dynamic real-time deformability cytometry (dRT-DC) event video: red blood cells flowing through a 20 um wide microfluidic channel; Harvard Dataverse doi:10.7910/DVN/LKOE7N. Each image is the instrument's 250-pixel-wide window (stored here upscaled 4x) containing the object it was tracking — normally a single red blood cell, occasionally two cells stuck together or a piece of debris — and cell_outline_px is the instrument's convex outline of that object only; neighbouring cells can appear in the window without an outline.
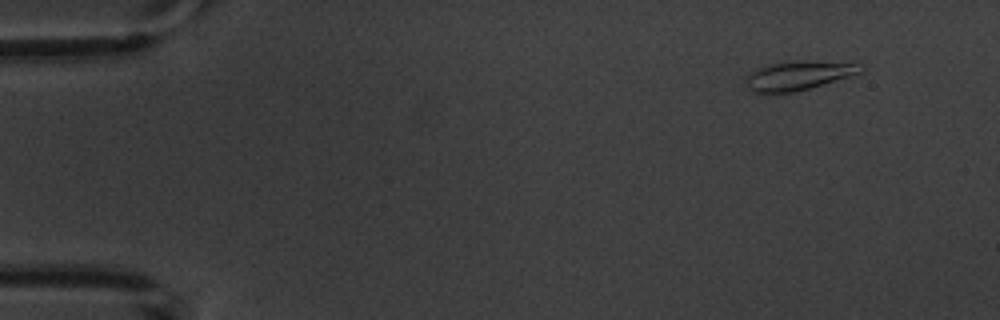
{"species": "common noctule bat (a hibernating species)", "species_latin": "Nyctalus noctula", "temperature_condition": "warm", "stored_images_in_passage": 5, "camera_frame_rate_fps": 3000, "um_per_image_px": 0.085, "animal": {"sex": "male", "body_mass_g": 20.1, "forearm_length_mm": 53.5}, "frame": {"image": 1, "passage_image": 2, "time_ms": 1.0, "image_size_px": [1000, 320], "cell_outline_px": [[864, 68], [860, 72], [848, 76], [808, 88], [792, 92], [752, 92], [748, 88], [744, 80], [748, 72], [764, 64], [796, 60], [804, 60], [852, 64]], "centroid_in_image_um": [67.7, 6.4], "position_along_channel_um": 17.3, "area_um2": 19.07}}